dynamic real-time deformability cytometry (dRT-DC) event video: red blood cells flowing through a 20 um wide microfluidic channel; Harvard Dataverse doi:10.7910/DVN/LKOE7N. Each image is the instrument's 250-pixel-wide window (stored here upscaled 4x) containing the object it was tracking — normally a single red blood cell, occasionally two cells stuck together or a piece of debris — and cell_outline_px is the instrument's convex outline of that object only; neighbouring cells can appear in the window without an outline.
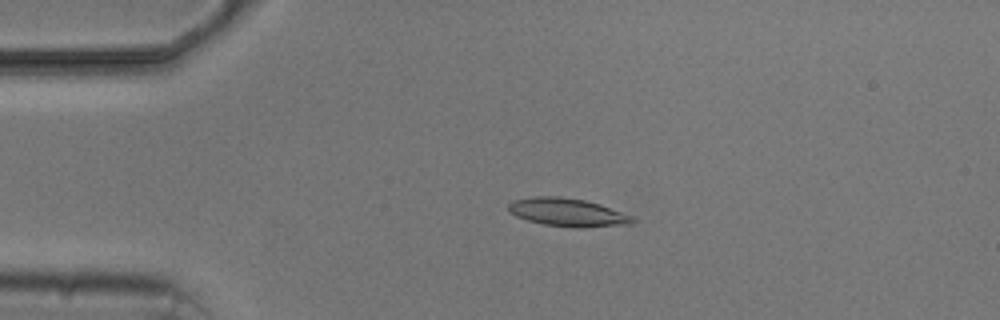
{"species": "common noctule bat (a hibernating species)", "species_latin": "Nyctalus noctula", "temperature_condition": "cold", "stored_images_in_passage": 3, "camera_frame_rate_fps": 3000, "um_per_image_px": 0.085, "animal": {"sex": "male", "body_mass_g": 20.5, "forearm_length_mm": 52.5}, "frame": {"image": 1, "passage_image": 2, "time_ms": 2.0, "image_size_px": [1000, 320], "cell_outline_px": [[636, 220], [632, 224], [580, 228], [576, 228], [544, 224], [528, 220], [516, 216], [508, 212], [508, 204], [512, 200], [532, 196], [560, 196], [584, 200], [600, 204], [632, 216]], "centroid_in_image_um": [48.22, 18.04], "position_along_channel_um": 36.8, "area_um2": 20.46}}